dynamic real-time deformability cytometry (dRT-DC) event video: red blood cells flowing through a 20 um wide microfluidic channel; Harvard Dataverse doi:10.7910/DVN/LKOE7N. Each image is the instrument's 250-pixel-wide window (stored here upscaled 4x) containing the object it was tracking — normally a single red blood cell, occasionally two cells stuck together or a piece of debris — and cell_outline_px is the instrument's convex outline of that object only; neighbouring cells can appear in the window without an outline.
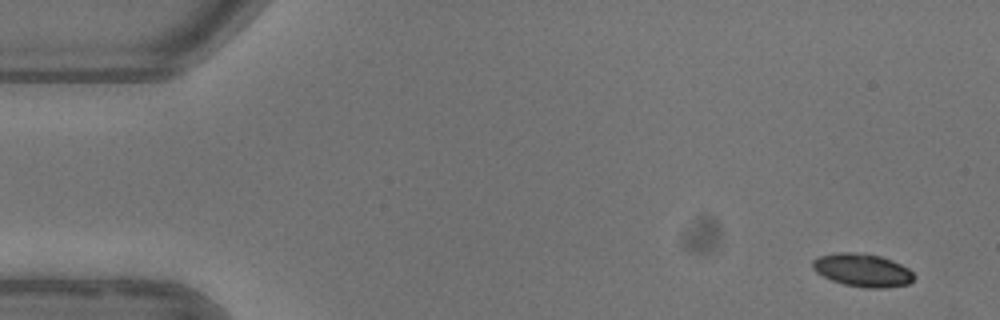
{"species": "common noctule bat (a hibernating species)", "species_latin": "Nyctalus noctula", "temperature_condition": "warm", "stored_images_in_passage": 6, "camera_frame_rate_fps": 3000, "um_per_image_px": 0.085, "animal": {"sex": "female"}, "frame": {"image": 1, "passage_image": 1, "time_ms": 0.0, "image_size_px": [1000, 320], "cell_outline_px": [[916, 276], [908, 284], [884, 288], [864, 288], [844, 284], [832, 280], [816, 272], [812, 268], [812, 260], [816, 256], [836, 252], [852, 252], [880, 256], [892, 260], [908, 268]], "centroid_in_image_um": [73.29, 22.96], "position_along_channel_um": 11.7, "area_um2": 19.59}}
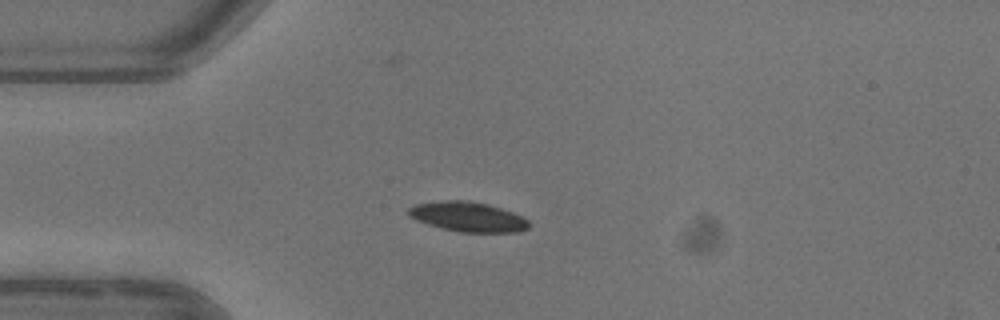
{"frame": {"image": 2, "passage_image": 4, "time_ms": 3.667, "image_size_px": [1000, 320], "cell_outline_px": [[532, 224], [528, 228], [520, 232], [460, 232], [440, 228], [416, 220], [408, 216], [408, 208], [416, 204], [448, 200], [468, 200], [488, 204], [512, 212], [528, 220]], "centroid_in_image_um": [39.78, 18.43], "position_along_channel_um": 45.2, "area_um2": 20.92}}
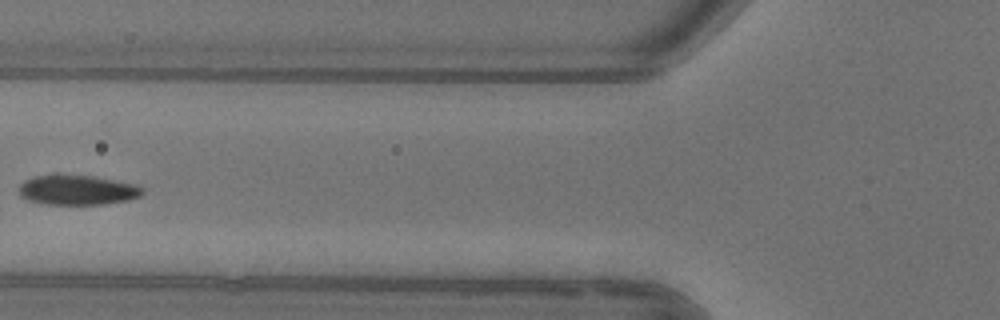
{"frame": {"image": 3, "passage_image": 6, "time_ms": 6.0, "image_size_px": [1000, 320], "cell_outline_px": [[144, 192], [140, 196], [128, 200], [104, 204], [44, 204], [28, 200], [20, 196], [20, 184], [24, 180], [32, 176], [52, 172], [60, 172], [92, 176], [136, 184]], "centroid_in_image_um": [6.5, 16.11], "position_along_channel_um": 119.3, "area_um2": 22.08}}